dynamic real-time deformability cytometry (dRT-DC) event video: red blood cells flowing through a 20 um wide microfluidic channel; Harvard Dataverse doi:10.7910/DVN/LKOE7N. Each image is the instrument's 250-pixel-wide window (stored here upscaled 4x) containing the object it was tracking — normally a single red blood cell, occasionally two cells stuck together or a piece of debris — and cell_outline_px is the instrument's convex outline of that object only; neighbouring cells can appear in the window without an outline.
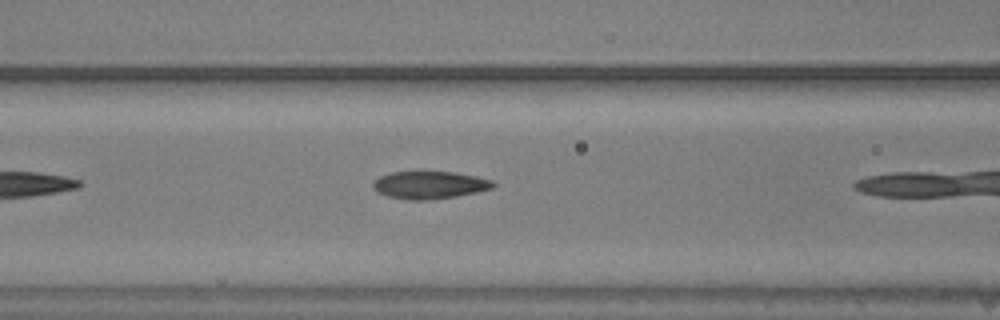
{"species": "common noctule bat (a hibernating species)", "species_latin": "Nyctalus noctula", "temperature_condition": "warm", "stored_images_in_passage": 9, "camera_frame_rate_fps": 3000, "um_per_image_px": 0.085, "animal": {"sex": "male", "body_mass_g": 20.5, "forearm_length_mm": 52.5}, "frame": {"image": 1, "passage_image": 8, "time_ms": 2.333, "image_size_px": [1000, 320], "cell_outline_px": [[496, 184], [492, 188], [476, 192], [456, 196], [424, 200], [408, 200], [388, 196], [376, 192], [372, 188], [372, 184], [380, 176], [392, 172], [456, 172], [476, 176], [492, 180]], "centroid_in_image_um": [36.5, 15.72], "position_along_channel_um": 130.1, "area_um2": 19.19}}